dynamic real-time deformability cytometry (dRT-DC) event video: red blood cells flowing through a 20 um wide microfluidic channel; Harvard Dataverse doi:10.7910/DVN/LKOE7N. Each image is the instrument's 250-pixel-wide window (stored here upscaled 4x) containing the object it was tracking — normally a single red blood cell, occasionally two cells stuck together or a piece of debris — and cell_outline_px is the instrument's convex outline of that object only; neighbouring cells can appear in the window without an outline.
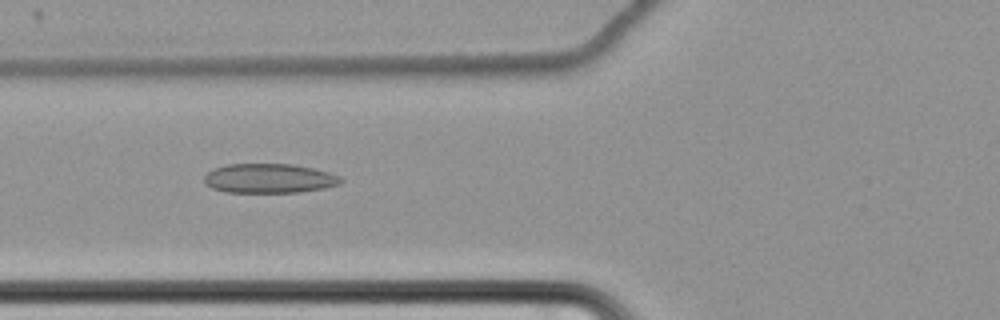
{"species": "common noctule bat (a hibernating species)", "species_latin": "Nyctalus noctula", "temperature_condition": "cold", "stored_images_in_passage": 63, "camera_frame_rate_fps": 3000, "um_per_image_px": 0.085, "animal": {"sex": "female", "body_mass_g": 22.7, "forearm_length_mm": 54.2}, "frame": {"image": 1, "passage_image": 27, "time_ms": 8.667, "image_size_px": [1000, 320], "cell_outline_px": [[344, 180], [340, 184], [324, 188], [300, 192], [224, 192], [212, 188], [204, 184], [204, 176], [212, 168], [228, 164], [292, 164], [312, 168], [328, 172], [340, 176]], "centroid_in_image_um": [22.86, 15.16], "position_along_channel_um": 102.9, "area_um2": 23.52}}
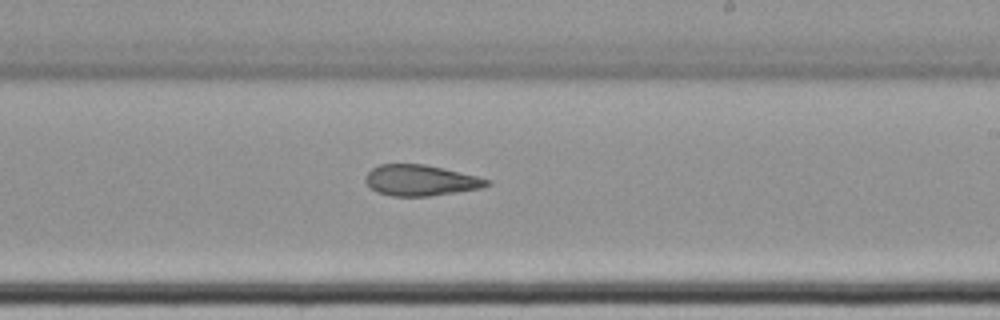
{"frame": {"image": 2, "passage_image": 40, "time_ms": 13.0, "image_size_px": [1000, 320], "cell_outline_px": [[492, 184], [480, 188], [456, 192], [428, 196], [392, 196], [376, 192], [364, 180], [364, 176], [372, 168], [380, 164], [424, 164], [444, 168], [492, 180]], "centroid_in_image_um": [35.75, 15.32], "position_along_channel_um": 253.3, "area_um2": 21.85}}
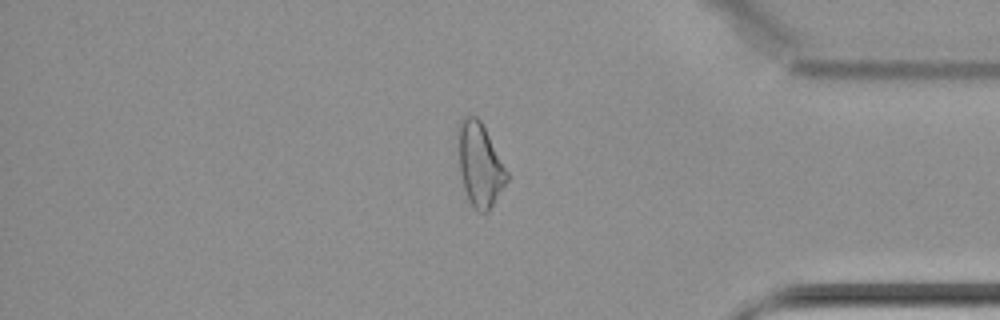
{"frame": {"image": 3, "passage_image": 54, "time_ms": 17.667, "image_size_px": [1000, 320], "cell_outline_px": [[508, 180], [488, 212], [480, 212], [468, 200], [464, 188], [460, 172], [456, 132], [456, 128], [460, 120], [464, 116], [476, 116], [480, 120], [508, 172]], "centroid_in_image_um": [40.75, 13.96], "position_along_channel_um": 394.4, "area_um2": 23.64}, "authors_computed_cell_mechanics": {"area_um2": 25.8366, "velocity_mm_per_s": 3.4665, "shape_relaxation_time_tau1_ms": null, "shape_relaxation_time_tau2_ms": 4.6465, "deformation_change_tau1": null, "deformation_change_tau2": 0.1221}}